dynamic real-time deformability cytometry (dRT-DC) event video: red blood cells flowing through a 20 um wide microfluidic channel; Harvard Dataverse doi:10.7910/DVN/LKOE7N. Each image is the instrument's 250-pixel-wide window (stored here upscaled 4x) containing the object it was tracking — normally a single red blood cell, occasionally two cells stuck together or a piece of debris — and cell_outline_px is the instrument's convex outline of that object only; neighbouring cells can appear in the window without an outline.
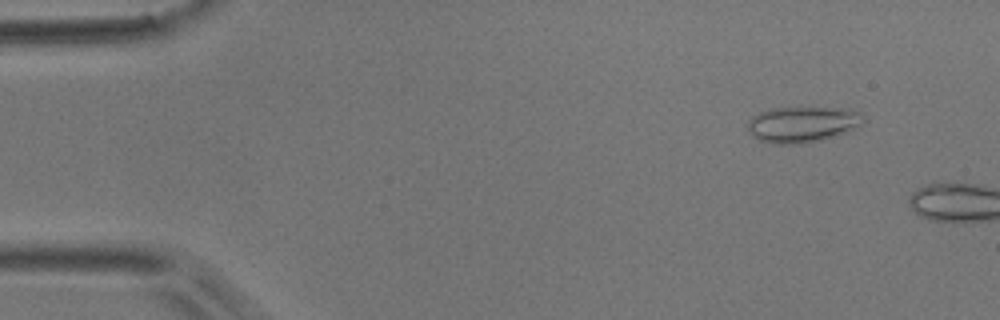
{"species": "common noctule bat (a hibernating species)", "species_latin": "Nyctalus noctula", "temperature_condition": "room temperature", "stored_images_in_passage": 7, "camera_frame_rate_fps": 3000, "um_per_image_px": 0.085, "animal": {"sex": "male", "body_mass_g": 17.9}, "frame": {"image": 1, "passage_image": 5, "time_ms": 1.333, "image_size_px": [1000, 320], "cell_outline_px": [[864, 124], [848, 132], [820, 140], [804, 144], [772, 144], [760, 140], [752, 136], [748, 128], [748, 120], [752, 116], [760, 112], [772, 108], [800, 104], [852, 108], [860, 112], [864, 116]], "centroid_in_image_um": [68.27, 10.5], "position_along_channel_um": 16.7, "area_um2": 25.66}}